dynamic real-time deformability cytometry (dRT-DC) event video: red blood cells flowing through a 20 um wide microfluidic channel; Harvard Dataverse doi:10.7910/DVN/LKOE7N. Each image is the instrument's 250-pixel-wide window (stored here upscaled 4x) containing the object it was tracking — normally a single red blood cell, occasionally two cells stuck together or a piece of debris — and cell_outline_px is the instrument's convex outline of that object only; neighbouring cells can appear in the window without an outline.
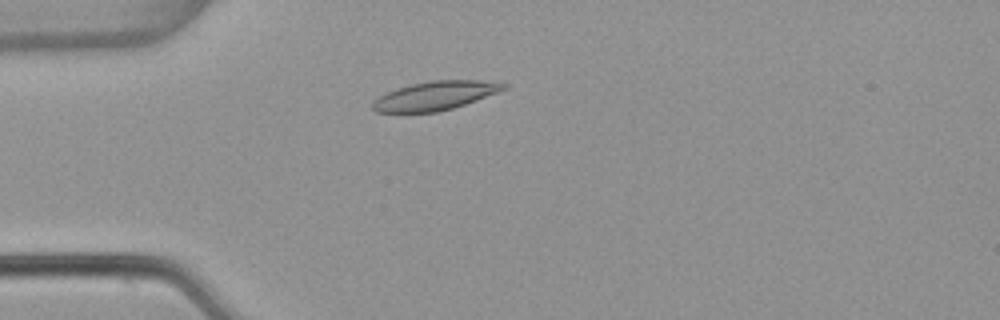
{"species": "common noctule bat (a hibernating species)", "species_latin": "Nyctalus noctula", "temperature_condition": "warm", "stored_images_in_passage": 4, "camera_frame_rate_fps": 3000, "um_per_image_px": 0.085, "animal": {"sex": "female", "body_mass_g": 22.7, "forearm_length_mm": 54.2}, "frame": {"image": 1, "passage_image": 3, "time_ms": 0.667, "image_size_px": [1000, 320], "cell_outline_px": [[508, 88], [476, 100], [452, 108], [436, 112], [376, 112], [372, 108], [372, 100], [396, 88], [412, 84], [432, 80], [480, 80], [508, 84]], "centroid_in_image_um": [36.97, 8.13], "position_along_channel_um": 48.0, "area_um2": 21.79}}